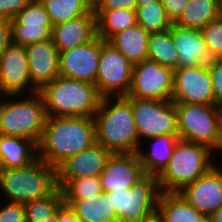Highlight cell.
Here are the masks:
<instances>
[{
    "instance_id": "obj_1",
    "label": "cell",
    "mask_w": 222,
    "mask_h": 222,
    "mask_svg": "<svg viewBox=\"0 0 222 222\" xmlns=\"http://www.w3.org/2000/svg\"><path fill=\"white\" fill-rule=\"evenodd\" d=\"M96 143L93 117L47 116L38 143V158L57 168L67 158Z\"/></svg>"
},
{
    "instance_id": "obj_2",
    "label": "cell",
    "mask_w": 222,
    "mask_h": 222,
    "mask_svg": "<svg viewBox=\"0 0 222 222\" xmlns=\"http://www.w3.org/2000/svg\"><path fill=\"white\" fill-rule=\"evenodd\" d=\"M112 98L102 97L94 114L96 142L111 153H137L141 141L131 103L124 96H115V102Z\"/></svg>"
},
{
    "instance_id": "obj_3",
    "label": "cell",
    "mask_w": 222,
    "mask_h": 222,
    "mask_svg": "<svg viewBox=\"0 0 222 222\" xmlns=\"http://www.w3.org/2000/svg\"><path fill=\"white\" fill-rule=\"evenodd\" d=\"M39 93L47 116L54 117H94L102 99L95 84L60 75Z\"/></svg>"
},
{
    "instance_id": "obj_4",
    "label": "cell",
    "mask_w": 222,
    "mask_h": 222,
    "mask_svg": "<svg viewBox=\"0 0 222 222\" xmlns=\"http://www.w3.org/2000/svg\"><path fill=\"white\" fill-rule=\"evenodd\" d=\"M57 188L56 168L39 158L24 168L0 169V189L9 202L43 199Z\"/></svg>"
},
{
    "instance_id": "obj_5",
    "label": "cell",
    "mask_w": 222,
    "mask_h": 222,
    "mask_svg": "<svg viewBox=\"0 0 222 222\" xmlns=\"http://www.w3.org/2000/svg\"><path fill=\"white\" fill-rule=\"evenodd\" d=\"M209 147L179 139L173 149L167 167L157 177L161 192H179L216 163L210 159Z\"/></svg>"
},
{
    "instance_id": "obj_6",
    "label": "cell",
    "mask_w": 222,
    "mask_h": 222,
    "mask_svg": "<svg viewBox=\"0 0 222 222\" xmlns=\"http://www.w3.org/2000/svg\"><path fill=\"white\" fill-rule=\"evenodd\" d=\"M9 99H5V98ZM14 95L0 96V134L31 139L37 145L42 137L47 118L41 94L10 100ZM10 100V101H8Z\"/></svg>"
},
{
    "instance_id": "obj_7",
    "label": "cell",
    "mask_w": 222,
    "mask_h": 222,
    "mask_svg": "<svg viewBox=\"0 0 222 222\" xmlns=\"http://www.w3.org/2000/svg\"><path fill=\"white\" fill-rule=\"evenodd\" d=\"M179 139L222 152V113L219 105L174 103ZM216 150V151H215ZM218 150V151H217Z\"/></svg>"
},
{
    "instance_id": "obj_8",
    "label": "cell",
    "mask_w": 222,
    "mask_h": 222,
    "mask_svg": "<svg viewBox=\"0 0 222 222\" xmlns=\"http://www.w3.org/2000/svg\"><path fill=\"white\" fill-rule=\"evenodd\" d=\"M108 194L118 222H140L157 210L161 191L157 177L146 174L131 188Z\"/></svg>"
},
{
    "instance_id": "obj_9",
    "label": "cell",
    "mask_w": 222,
    "mask_h": 222,
    "mask_svg": "<svg viewBox=\"0 0 222 222\" xmlns=\"http://www.w3.org/2000/svg\"><path fill=\"white\" fill-rule=\"evenodd\" d=\"M125 98L131 103L140 140L178 134L177 111L172 101Z\"/></svg>"
},
{
    "instance_id": "obj_10",
    "label": "cell",
    "mask_w": 222,
    "mask_h": 222,
    "mask_svg": "<svg viewBox=\"0 0 222 222\" xmlns=\"http://www.w3.org/2000/svg\"><path fill=\"white\" fill-rule=\"evenodd\" d=\"M134 65L110 43L102 39L95 86L102 97L126 96Z\"/></svg>"
},
{
    "instance_id": "obj_11",
    "label": "cell",
    "mask_w": 222,
    "mask_h": 222,
    "mask_svg": "<svg viewBox=\"0 0 222 222\" xmlns=\"http://www.w3.org/2000/svg\"><path fill=\"white\" fill-rule=\"evenodd\" d=\"M174 70L150 59L134 64L131 85L124 97L171 101Z\"/></svg>"
},
{
    "instance_id": "obj_12",
    "label": "cell",
    "mask_w": 222,
    "mask_h": 222,
    "mask_svg": "<svg viewBox=\"0 0 222 222\" xmlns=\"http://www.w3.org/2000/svg\"><path fill=\"white\" fill-rule=\"evenodd\" d=\"M173 103L218 105L207 64L174 70Z\"/></svg>"
},
{
    "instance_id": "obj_13",
    "label": "cell",
    "mask_w": 222,
    "mask_h": 222,
    "mask_svg": "<svg viewBox=\"0 0 222 222\" xmlns=\"http://www.w3.org/2000/svg\"><path fill=\"white\" fill-rule=\"evenodd\" d=\"M27 89L32 95L39 92L31 81L25 47L11 42L0 56V96L18 98Z\"/></svg>"
},
{
    "instance_id": "obj_14",
    "label": "cell",
    "mask_w": 222,
    "mask_h": 222,
    "mask_svg": "<svg viewBox=\"0 0 222 222\" xmlns=\"http://www.w3.org/2000/svg\"><path fill=\"white\" fill-rule=\"evenodd\" d=\"M53 24L40 0H32L11 20V42L28 46L52 39Z\"/></svg>"
},
{
    "instance_id": "obj_15",
    "label": "cell",
    "mask_w": 222,
    "mask_h": 222,
    "mask_svg": "<svg viewBox=\"0 0 222 222\" xmlns=\"http://www.w3.org/2000/svg\"><path fill=\"white\" fill-rule=\"evenodd\" d=\"M102 39L92 41L60 52V76L95 84L101 55Z\"/></svg>"
},
{
    "instance_id": "obj_16",
    "label": "cell",
    "mask_w": 222,
    "mask_h": 222,
    "mask_svg": "<svg viewBox=\"0 0 222 222\" xmlns=\"http://www.w3.org/2000/svg\"><path fill=\"white\" fill-rule=\"evenodd\" d=\"M185 200L206 217L222 207V167L214 165L181 191Z\"/></svg>"
},
{
    "instance_id": "obj_17",
    "label": "cell",
    "mask_w": 222,
    "mask_h": 222,
    "mask_svg": "<svg viewBox=\"0 0 222 222\" xmlns=\"http://www.w3.org/2000/svg\"><path fill=\"white\" fill-rule=\"evenodd\" d=\"M145 175L138 153H112L100 174L103 192L129 189Z\"/></svg>"
},
{
    "instance_id": "obj_18",
    "label": "cell",
    "mask_w": 222,
    "mask_h": 222,
    "mask_svg": "<svg viewBox=\"0 0 222 222\" xmlns=\"http://www.w3.org/2000/svg\"><path fill=\"white\" fill-rule=\"evenodd\" d=\"M33 85L40 91L59 74L60 52L51 40L35 42L25 47Z\"/></svg>"
},
{
    "instance_id": "obj_19",
    "label": "cell",
    "mask_w": 222,
    "mask_h": 222,
    "mask_svg": "<svg viewBox=\"0 0 222 222\" xmlns=\"http://www.w3.org/2000/svg\"><path fill=\"white\" fill-rule=\"evenodd\" d=\"M111 154L103 145L96 142L62 162L56 168L57 179L100 176Z\"/></svg>"
},
{
    "instance_id": "obj_20",
    "label": "cell",
    "mask_w": 222,
    "mask_h": 222,
    "mask_svg": "<svg viewBox=\"0 0 222 222\" xmlns=\"http://www.w3.org/2000/svg\"><path fill=\"white\" fill-rule=\"evenodd\" d=\"M173 44L178 52L177 68L207 64L211 59L200 29L170 26Z\"/></svg>"
},
{
    "instance_id": "obj_21",
    "label": "cell",
    "mask_w": 222,
    "mask_h": 222,
    "mask_svg": "<svg viewBox=\"0 0 222 222\" xmlns=\"http://www.w3.org/2000/svg\"><path fill=\"white\" fill-rule=\"evenodd\" d=\"M96 36V16L93 9L78 18L55 24L52 29V41L59 52L86 44Z\"/></svg>"
},
{
    "instance_id": "obj_22",
    "label": "cell",
    "mask_w": 222,
    "mask_h": 222,
    "mask_svg": "<svg viewBox=\"0 0 222 222\" xmlns=\"http://www.w3.org/2000/svg\"><path fill=\"white\" fill-rule=\"evenodd\" d=\"M38 159V145L31 139L0 134V169L24 168Z\"/></svg>"
},
{
    "instance_id": "obj_23",
    "label": "cell",
    "mask_w": 222,
    "mask_h": 222,
    "mask_svg": "<svg viewBox=\"0 0 222 222\" xmlns=\"http://www.w3.org/2000/svg\"><path fill=\"white\" fill-rule=\"evenodd\" d=\"M148 38L149 33L136 23L114 34L107 42L134 65L148 59Z\"/></svg>"
},
{
    "instance_id": "obj_24",
    "label": "cell",
    "mask_w": 222,
    "mask_h": 222,
    "mask_svg": "<svg viewBox=\"0 0 222 222\" xmlns=\"http://www.w3.org/2000/svg\"><path fill=\"white\" fill-rule=\"evenodd\" d=\"M154 143L149 152H144L141 148L138 150L140 163L143 165L145 174L158 177L167 167L172 156L173 149L179 140L178 134H167L148 139Z\"/></svg>"
},
{
    "instance_id": "obj_25",
    "label": "cell",
    "mask_w": 222,
    "mask_h": 222,
    "mask_svg": "<svg viewBox=\"0 0 222 222\" xmlns=\"http://www.w3.org/2000/svg\"><path fill=\"white\" fill-rule=\"evenodd\" d=\"M82 222H118L115 209L110 204V195L103 192L99 198L63 200Z\"/></svg>"
},
{
    "instance_id": "obj_26",
    "label": "cell",
    "mask_w": 222,
    "mask_h": 222,
    "mask_svg": "<svg viewBox=\"0 0 222 222\" xmlns=\"http://www.w3.org/2000/svg\"><path fill=\"white\" fill-rule=\"evenodd\" d=\"M157 210L165 222H202L207 218L178 192H161Z\"/></svg>"
},
{
    "instance_id": "obj_27",
    "label": "cell",
    "mask_w": 222,
    "mask_h": 222,
    "mask_svg": "<svg viewBox=\"0 0 222 222\" xmlns=\"http://www.w3.org/2000/svg\"><path fill=\"white\" fill-rule=\"evenodd\" d=\"M222 15V0H189L174 22L184 28L201 29Z\"/></svg>"
},
{
    "instance_id": "obj_28",
    "label": "cell",
    "mask_w": 222,
    "mask_h": 222,
    "mask_svg": "<svg viewBox=\"0 0 222 222\" xmlns=\"http://www.w3.org/2000/svg\"><path fill=\"white\" fill-rule=\"evenodd\" d=\"M97 36L107 41L114 34L137 23L136 9H93Z\"/></svg>"
},
{
    "instance_id": "obj_29",
    "label": "cell",
    "mask_w": 222,
    "mask_h": 222,
    "mask_svg": "<svg viewBox=\"0 0 222 222\" xmlns=\"http://www.w3.org/2000/svg\"><path fill=\"white\" fill-rule=\"evenodd\" d=\"M53 24L78 18L93 9V0H40Z\"/></svg>"
},
{
    "instance_id": "obj_30",
    "label": "cell",
    "mask_w": 222,
    "mask_h": 222,
    "mask_svg": "<svg viewBox=\"0 0 222 222\" xmlns=\"http://www.w3.org/2000/svg\"><path fill=\"white\" fill-rule=\"evenodd\" d=\"M148 59L173 70L177 69L178 52L173 44L169 29L149 33Z\"/></svg>"
},
{
    "instance_id": "obj_31",
    "label": "cell",
    "mask_w": 222,
    "mask_h": 222,
    "mask_svg": "<svg viewBox=\"0 0 222 222\" xmlns=\"http://www.w3.org/2000/svg\"><path fill=\"white\" fill-rule=\"evenodd\" d=\"M57 185L61 188L63 200L99 198L103 194L100 176L57 179Z\"/></svg>"
},
{
    "instance_id": "obj_32",
    "label": "cell",
    "mask_w": 222,
    "mask_h": 222,
    "mask_svg": "<svg viewBox=\"0 0 222 222\" xmlns=\"http://www.w3.org/2000/svg\"><path fill=\"white\" fill-rule=\"evenodd\" d=\"M136 18L137 23L148 33L166 31L173 24L161 0L137 6Z\"/></svg>"
},
{
    "instance_id": "obj_33",
    "label": "cell",
    "mask_w": 222,
    "mask_h": 222,
    "mask_svg": "<svg viewBox=\"0 0 222 222\" xmlns=\"http://www.w3.org/2000/svg\"><path fill=\"white\" fill-rule=\"evenodd\" d=\"M64 203L63 193L58 187L53 193L43 199L23 203L26 222H43L53 216Z\"/></svg>"
},
{
    "instance_id": "obj_34",
    "label": "cell",
    "mask_w": 222,
    "mask_h": 222,
    "mask_svg": "<svg viewBox=\"0 0 222 222\" xmlns=\"http://www.w3.org/2000/svg\"><path fill=\"white\" fill-rule=\"evenodd\" d=\"M206 48L210 59L222 58V15L202 27Z\"/></svg>"
},
{
    "instance_id": "obj_35",
    "label": "cell",
    "mask_w": 222,
    "mask_h": 222,
    "mask_svg": "<svg viewBox=\"0 0 222 222\" xmlns=\"http://www.w3.org/2000/svg\"><path fill=\"white\" fill-rule=\"evenodd\" d=\"M207 66L212 81L214 98L220 106L222 104V58L211 59Z\"/></svg>"
},
{
    "instance_id": "obj_36",
    "label": "cell",
    "mask_w": 222,
    "mask_h": 222,
    "mask_svg": "<svg viewBox=\"0 0 222 222\" xmlns=\"http://www.w3.org/2000/svg\"><path fill=\"white\" fill-rule=\"evenodd\" d=\"M0 222H26L23 204L7 202L0 207Z\"/></svg>"
},
{
    "instance_id": "obj_37",
    "label": "cell",
    "mask_w": 222,
    "mask_h": 222,
    "mask_svg": "<svg viewBox=\"0 0 222 222\" xmlns=\"http://www.w3.org/2000/svg\"><path fill=\"white\" fill-rule=\"evenodd\" d=\"M32 0H0V17L12 20Z\"/></svg>"
},
{
    "instance_id": "obj_38",
    "label": "cell",
    "mask_w": 222,
    "mask_h": 222,
    "mask_svg": "<svg viewBox=\"0 0 222 222\" xmlns=\"http://www.w3.org/2000/svg\"><path fill=\"white\" fill-rule=\"evenodd\" d=\"M136 9V0H93V9Z\"/></svg>"
},
{
    "instance_id": "obj_39",
    "label": "cell",
    "mask_w": 222,
    "mask_h": 222,
    "mask_svg": "<svg viewBox=\"0 0 222 222\" xmlns=\"http://www.w3.org/2000/svg\"><path fill=\"white\" fill-rule=\"evenodd\" d=\"M161 2L168 17L174 23L182 14L189 0H161Z\"/></svg>"
},
{
    "instance_id": "obj_40",
    "label": "cell",
    "mask_w": 222,
    "mask_h": 222,
    "mask_svg": "<svg viewBox=\"0 0 222 222\" xmlns=\"http://www.w3.org/2000/svg\"><path fill=\"white\" fill-rule=\"evenodd\" d=\"M11 43V20L0 17V56Z\"/></svg>"
},
{
    "instance_id": "obj_41",
    "label": "cell",
    "mask_w": 222,
    "mask_h": 222,
    "mask_svg": "<svg viewBox=\"0 0 222 222\" xmlns=\"http://www.w3.org/2000/svg\"><path fill=\"white\" fill-rule=\"evenodd\" d=\"M57 222H82L75 212L64 203L57 210Z\"/></svg>"
},
{
    "instance_id": "obj_42",
    "label": "cell",
    "mask_w": 222,
    "mask_h": 222,
    "mask_svg": "<svg viewBox=\"0 0 222 222\" xmlns=\"http://www.w3.org/2000/svg\"><path fill=\"white\" fill-rule=\"evenodd\" d=\"M140 222H165L163 216L160 214L158 210L152 212L145 218H143Z\"/></svg>"
},
{
    "instance_id": "obj_43",
    "label": "cell",
    "mask_w": 222,
    "mask_h": 222,
    "mask_svg": "<svg viewBox=\"0 0 222 222\" xmlns=\"http://www.w3.org/2000/svg\"><path fill=\"white\" fill-rule=\"evenodd\" d=\"M211 222H222V207L209 216Z\"/></svg>"
},
{
    "instance_id": "obj_44",
    "label": "cell",
    "mask_w": 222,
    "mask_h": 222,
    "mask_svg": "<svg viewBox=\"0 0 222 222\" xmlns=\"http://www.w3.org/2000/svg\"><path fill=\"white\" fill-rule=\"evenodd\" d=\"M153 1H158V0H136V3H137V6H142Z\"/></svg>"
},
{
    "instance_id": "obj_45",
    "label": "cell",
    "mask_w": 222,
    "mask_h": 222,
    "mask_svg": "<svg viewBox=\"0 0 222 222\" xmlns=\"http://www.w3.org/2000/svg\"><path fill=\"white\" fill-rule=\"evenodd\" d=\"M43 222H57V212L53 216L45 219Z\"/></svg>"
},
{
    "instance_id": "obj_46",
    "label": "cell",
    "mask_w": 222,
    "mask_h": 222,
    "mask_svg": "<svg viewBox=\"0 0 222 222\" xmlns=\"http://www.w3.org/2000/svg\"><path fill=\"white\" fill-rule=\"evenodd\" d=\"M202 222H211V220L209 219V217H207Z\"/></svg>"
}]
</instances>
